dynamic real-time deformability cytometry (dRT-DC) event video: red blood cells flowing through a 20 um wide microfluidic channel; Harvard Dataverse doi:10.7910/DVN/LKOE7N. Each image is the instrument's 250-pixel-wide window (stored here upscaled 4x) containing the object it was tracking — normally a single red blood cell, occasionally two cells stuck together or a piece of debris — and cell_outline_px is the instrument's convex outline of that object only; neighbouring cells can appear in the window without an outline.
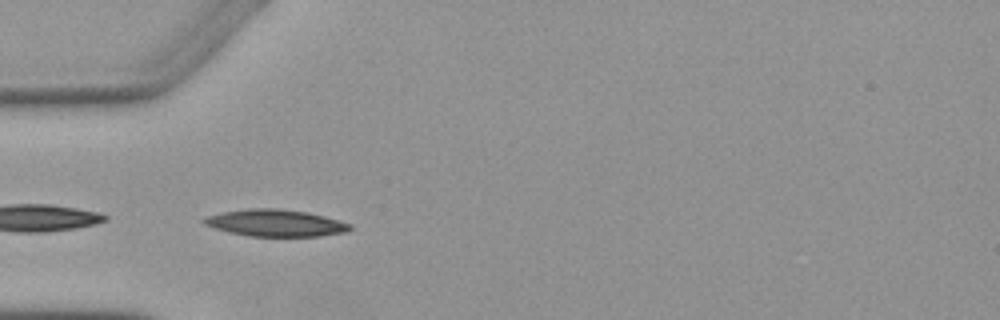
{"species": "Egyptian fruit bat (a non-hibernating species)", "species_latin": "Rousettus aegyptiacus", "temperature_condition": "warm", "stored_images_in_passage": 5, "camera_frame_rate_fps": 3000, "um_per_image_px": 0.085, "animal": {"sex": "female"}, "frame": {"image": 1, "passage_image": 4, "time_ms": 3.667, "image_size_px": [1000, 320], "cell_outline_px": [[352, 228], [348, 232], [320, 236], [248, 236], [228, 232], [204, 224], [200, 220], [204, 216], [220, 212], [252, 208], [276, 208], [308, 212], [340, 220], [352, 224]], "centroid_in_image_um": [23.42, 18.95], "position_along_channel_um": 61.6, "area_um2": 23.12}}